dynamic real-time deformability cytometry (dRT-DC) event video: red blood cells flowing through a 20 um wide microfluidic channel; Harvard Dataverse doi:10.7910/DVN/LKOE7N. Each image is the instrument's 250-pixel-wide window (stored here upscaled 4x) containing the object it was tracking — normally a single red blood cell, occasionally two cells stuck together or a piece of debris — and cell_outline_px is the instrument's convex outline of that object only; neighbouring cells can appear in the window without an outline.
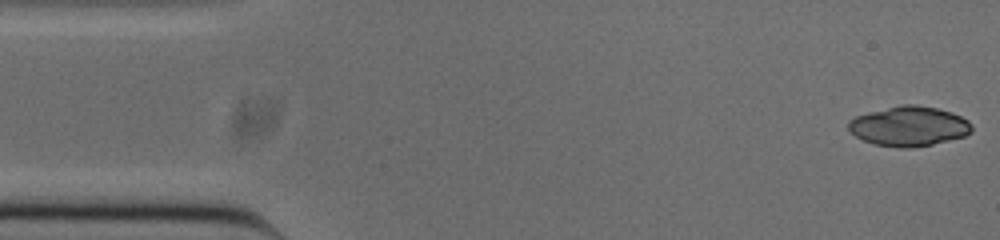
{"species": "common noctule bat (a hibernating species)", "species_latin": "Nyctalus noctula", "temperature_condition": "cold", "stored_images_in_passage": 51, "camera_frame_rate_fps": 3000, "um_per_image_px": 0.085, "animal": {"sex": "male", "body_mass_g": 20.0, "forearm_length_mm": 53.3}, "frame": {"image": 1, "passage_image": 1, "time_ms": 0.0, "image_size_px": [1000, 240], "cell_outline_px": [[972, 132], [964, 136], [932, 144], [912, 148], [896, 148], [876, 144], [864, 140], [856, 136], [848, 128], [848, 120], [856, 116], [900, 104], [916, 104], [936, 108], [952, 112], [968, 120], [972, 124]], "centroid_in_image_um": [77.28, 10.72], "position_along_channel_um": 7.7, "area_um2": 28.55}}